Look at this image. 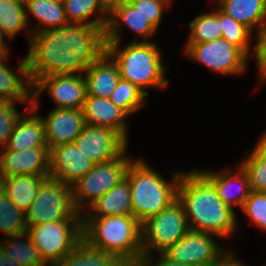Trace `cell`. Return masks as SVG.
Masks as SVG:
<instances>
[{
    "instance_id": "obj_23",
    "label": "cell",
    "mask_w": 266,
    "mask_h": 266,
    "mask_svg": "<svg viewBox=\"0 0 266 266\" xmlns=\"http://www.w3.org/2000/svg\"><path fill=\"white\" fill-rule=\"evenodd\" d=\"M82 214V218L133 215L129 180L125 177Z\"/></svg>"
},
{
    "instance_id": "obj_27",
    "label": "cell",
    "mask_w": 266,
    "mask_h": 266,
    "mask_svg": "<svg viewBox=\"0 0 266 266\" xmlns=\"http://www.w3.org/2000/svg\"><path fill=\"white\" fill-rule=\"evenodd\" d=\"M63 4L68 23L89 24L106 29L109 9L102 0H65ZM92 17L96 18L90 20Z\"/></svg>"
},
{
    "instance_id": "obj_44",
    "label": "cell",
    "mask_w": 266,
    "mask_h": 266,
    "mask_svg": "<svg viewBox=\"0 0 266 266\" xmlns=\"http://www.w3.org/2000/svg\"><path fill=\"white\" fill-rule=\"evenodd\" d=\"M0 266H21L18 262L12 260L7 254L0 248Z\"/></svg>"
},
{
    "instance_id": "obj_34",
    "label": "cell",
    "mask_w": 266,
    "mask_h": 266,
    "mask_svg": "<svg viewBox=\"0 0 266 266\" xmlns=\"http://www.w3.org/2000/svg\"><path fill=\"white\" fill-rule=\"evenodd\" d=\"M147 95L131 82L120 79L109 99L129 116L145 104Z\"/></svg>"
},
{
    "instance_id": "obj_48",
    "label": "cell",
    "mask_w": 266,
    "mask_h": 266,
    "mask_svg": "<svg viewBox=\"0 0 266 266\" xmlns=\"http://www.w3.org/2000/svg\"><path fill=\"white\" fill-rule=\"evenodd\" d=\"M52 1L57 2V3H61V4H63L65 2V0H52Z\"/></svg>"
},
{
    "instance_id": "obj_22",
    "label": "cell",
    "mask_w": 266,
    "mask_h": 266,
    "mask_svg": "<svg viewBox=\"0 0 266 266\" xmlns=\"http://www.w3.org/2000/svg\"><path fill=\"white\" fill-rule=\"evenodd\" d=\"M87 95L109 98L121 79L119 68L105 52L83 74Z\"/></svg>"
},
{
    "instance_id": "obj_8",
    "label": "cell",
    "mask_w": 266,
    "mask_h": 266,
    "mask_svg": "<svg viewBox=\"0 0 266 266\" xmlns=\"http://www.w3.org/2000/svg\"><path fill=\"white\" fill-rule=\"evenodd\" d=\"M27 227L59 220H82L73 203L72 187L48 177L25 213Z\"/></svg>"
},
{
    "instance_id": "obj_9",
    "label": "cell",
    "mask_w": 266,
    "mask_h": 266,
    "mask_svg": "<svg viewBox=\"0 0 266 266\" xmlns=\"http://www.w3.org/2000/svg\"><path fill=\"white\" fill-rule=\"evenodd\" d=\"M189 230L185 210L177 199L142 224L143 259L154 256V251L162 254Z\"/></svg>"
},
{
    "instance_id": "obj_13",
    "label": "cell",
    "mask_w": 266,
    "mask_h": 266,
    "mask_svg": "<svg viewBox=\"0 0 266 266\" xmlns=\"http://www.w3.org/2000/svg\"><path fill=\"white\" fill-rule=\"evenodd\" d=\"M76 147L94 164L121 156L128 142L111 128L85 125L74 141Z\"/></svg>"
},
{
    "instance_id": "obj_11",
    "label": "cell",
    "mask_w": 266,
    "mask_h": 266,
    "mask_svg": "<svg viewBox=\"0 0 266 266\" xmlns=\"http://www.w3.org/2000/svg\"><path fill=\"white\" fill-rule=\"evenodd\" d=\"M214 237V238H213ZM215 235L189 230L163 254L171 261L191 266H208L226 252Z\"/></svg>"
},
{
    "instance_id": "obj_20",
    "label": "cell",
    "mask_w": 266,
    "mask_h": 266,
    "mask_svg": "<svg viewBox=\"0 0 266 266\" xmlns=\"http://www.w3.org/2000/svg\"><path fill=\"white\" fill-rule=\"evenodd\" d=\"M127 25L130 30L135 32L143 39L150 41L157 31L138 11H136L127 1L113 5L109 9V18L105 29V43H120L121 25ZM147 39V40H146Z\"/></svg>"
},
{
    "instance_id": "obj_36",
    "label": "cell",
    "mask_w": 266,
    "mask_h": 266,
    "mask_svg": "<svg viewBox=\"0 0 266 266\" xmlns=\"http://www.w3.org/2000/svg\"><path fill=\"white\" fill-rule=\"evenodd\" d=\"M241 210L256 227L266 231V192L251 191Z\"/></svg>"
},
{
    "instance_id": "obj_40",
    "label": "cell",
    "mask_w": 266,
    "mask_h": 266,
    "mask_svg": "<svg viewBox=\"0 0 266 266\" xmlns=\"http://www.w3.org/2000/svg\"><path fill=\"white\" fill-rule=\"evenodd\" d=\"M208 266H246L242 261L237 259L235 255H233L232 251H226L222 254L217 260L211 262Z\"/></svg>"
},
{
    "instance_id": "obj_17",
    "label": "cell",
    "mask_w": 266,
    "mask_h": 266,
    "mask_svg": "<svg viewBox=\"0 0 266 266\" xmlns=\"http://www.w3.org/2000/svg\"><path fill=\"white\" fill-rule=\"evenodd\" d=\"M239 166L236 170L231 168L224 172L199 170L214 186L218 197L232 209L242 208L251 192L248 175L242 166Z\"/></svg>"
},
{
    "instance_id": "obj_28",
    "label": "cell",
    "mask_w": 266,
    "mask_h": 266,
    "mask_svg": "<svg viewBox=\"0 0 266 266\" xmlns=\"http://www.w3.org/2000/svg\"><path fill=\"white\" fill-rule=\"evenodd\" d=\"M0 240V248L21 266H48L27 232Z\"/></svg>"
},
{
    "instance_id": "obj_14",
    "label": "cell",
    "mask_w": 266,
    "mask_h": 266,
    "mask_svg": "<svg viewBox=\"0 0 266 266\" xmlns=\"http://www.w3.org/2000/svg\"><path fill=\"white\" fill-rule=\"evenodd\" d=\"M93 164L74 142L49 149V177L70 186L91 170Z\"/></svg>"
},
{
    "instance_id": "obj_18",
    "label": "cell",
    "mask_w": 266,
    "mask_h": 266,
    "mask_svg": "<svg viewBox=\"0 0 266 266\" xmlns=\"http://www.w3.org/2000/svg\"><path fill=\"white\" fill-rule=\"evenodd\" d=\"M38 108V100H33L31 107L27 106L26 113L23 112L18 119L3 150L23 151L31 147H48L44 123L38 115Z\"/></svg>"
},
{
    "instance_id": "obj_29",
    "label": "cell",
    "mask_w": 266,
    "mask_h": 266,
    "mask_svg": "<svg viewBox=\"0 0 266 266\" xmlns=\"http://www.w3.org/2000/svg\"><path fill=\"white\" fill-rule=\"evenodd\" d=\"M218 20L222 29V38L238 47L249 59L254 56L256 44L252 47L251 37L254 32L244 24L235 21L218 8ZM253 48V49H251ZM251 50H253L251 55Z\"/></svg>"
},
{
    "instance_id": "obj_38",
    "label": "cell",
    "mask_w": 266,
    "mask_h": 266,
    "mask_svg": "<svg viewBox=\"0 0 266 266\" xmlns=\"http://www.w3.org/2000/svg\"><path fill=\"white\" fill-rule=\"evenodd\" d=\"M17 102H0V148L3 150L10 138L14 127L23 113H19L16 108Z\"/></svg>"
},
{
    "instance_id": "obj_41",
    "label": "cell",
    "mask_w": 266,
    "mask_h": 266,
    "mask_svg": "<svg viewBox=\"0 0 266 266\" xmlns=\"http://www.w3.org/2000/svg\"><path fill=\"white\" fill-rule=\"evenodd\" d=\"M158 255H159V257L157 258L158 260L155 259L156 257L153 258L152 256L143 259L141 266H191L171 261L163 253Z\"/></svg>"
},
{
    "instance_id": "obj_35",
    "label": "cell",
    "mask_w": 266,
    "mask_h": 266,
    "mask_svg": "<svg viewBox=\"0 0 266 266\" xmlns=\"http://www.w3.org/2000/svg\"><path fill=\"white\" fill-rule=\"evenodd\" d=\"M156 30L161 24L163 13L173 0H126Z\"/></svg>"
},
{
    "instance_id": "obj_21",
    "label": "cell",
    "mask_w": 266,
    "mask_h": 266,
    "mask_svg": "<svg viewBox=\"0 0 266 266\" xmlns=\"http://www.w3.org/2000/svg\"><path fill=\"white\" fill-rule=\"evenodd\" d=\"M9 53L0 54V100L22 102L31 107L33 102V86L31 84L27 59H21L16 71H12L5 63Z\"/></svg>"
},
{
    "instance_id": "obj_30",
    "label": "cell",
    "mask_w": 266,
    "mask_h": 266,
    "mask_svg": "<svg viewBox=\"0 0 266 266\" xmlns=\"http://www.w3.org/2000/svg\"><path fill=\"white\" fill-rule=\"evenodd\" d=\"M115 259L82 239L56 266H109Z\"/></svg>"
},
{
    "instance_id": "obj_33",
    "label": "cell",
    "mask_w": 266,
    "mask_h": 266,
    "mask_svg": "<svg viewBox=\"0 0 266 266\" xmlns=\"http://www.w3.org/2000/svg\"><path fill=\"white\" fill-rule=\"evenodd\" d=\"M191 32L186 43H202L222 38L218 20V7L213 12L198 15L189 23Z\"/></svg>"
},
{
    "instance_id": "obj_12",
    "label": "cell",
    "mask_w": 266,
    "mask_h": 266,
    "mask_svg": "<svg viewBox=\"0 0 266 266\" xmlns=\"http://www.w3.org/2000/svg\"><path fill=\"white\" fill-rule=\"evenodd\" d=\"M47 90L54 108L82 109L87 96L86 81L82 74H53L41 78L33 86V100Z\"/></svg>"
},
{
    "instance_id": "obj_32",
    "label": "cell",
    "mask_w": 266,
    "mask_h": 266,
    "mask_svg": "<svg viewBox=\"0 0 266 266\" xmlns=\"http://www.w3.org/2000/svg\"><path fill=\"white\" fill-rule=\"evenodd\" d=\"M26 214L0 188V231L6 236L27 232Z\"/></svg>"
},
{
    "instance_id": "obj_5",
    "label": "cell",
    "mask_w": 266,
    "mask_h": 266,
    "mask_svg": "<svg viewBox=\"0 0 266 266\" xmlns=\"http://www.w3.org/2000/svg\"><path fill=\"white\" fill-rule=\"evenodd\" d=\"M120 43H106V53L117 64L122 79L131 82L147 96L148 87L164 88L169 83L166 79V67L156 43L153 41H131L125 47Z\"/></svg>"
},
{
    "instance_id": "obj_46",
    "label": "cell",
    "mask_w": 266,
    "mask_h": 266,
    "mask_svg": "<svg viewBox=\"0 0 266 266\" xmlns=\"http://www.w3.org/2000/svg\"><path fill=\"white\" fill-rule=\"evenodd\" d=\"M126 0H102V2L106 5L108 9H110L113 5L123 2Z\"/></svg>"
},
{
    "instance_id": "obj_1",
    "label": "cell",
    "mask_w": 266,
    "mask_h": 266,
    "mask_svg": "<svg viewBox=\"0 0 266 266\" xmlns=\"http://www.w3.org/2000/svg\"><path fill=\"white\" fill-rule=\"evenodd\" d=\"M28 46V73L34 86L41 78L53 74H84L106 52L105 29L67 23L33 33Z\"/></svg>"
},
{
    "instance_id": "obj_3",
    "label": "cell",
    "mask_w": 266,
    "mask_h": 266,
    "mask_svg": "<svg viewBox=\"0 0 266 266\" xmlns=\"http://www.w3.org/2000/svg\"><path fill=\"white\" fill-rule=\"evenodd\" d=\"M82 234L89 245L115 258L143 261L142 224L133 215L82 218Z\"/></svg>"
},
{
    "instance_id": "obj_31",
    "label": "cell",
    "mask_w": 266,
    "mask_h": 266,
    "mask_svg": "<svg viewBox=\"0 0 266 266\" xmlns=\"http://www.w3.org/2000/svg\"><path fill=\"white\" fill-rule=\"evenodd\" d=\"M27 28L25 5L13 0H0V32L12 40Z\"/></svg>"
},
{
    "instance_id": "obj_25",
    "label": "cell",
    "mask_w": 266,
    "mask_h": 266,
    "mask_svg": "<svg viewBox=\"0 0 266 266\" xmlns=\"http://www.w3.org/2000/svg\"><path fill=\"white\" fill-rule=\"evenodd\" d=\"M49 174L17 175L0 179V188L17 208L26 213Z\"/></svg>"
},
{
    "instance_id": "obj_19",
    "label": "cell",
    "mask_w": 266,
    "mask_h": 266,
    "mask_svg": "<svg viewBox=\"0 0 266 266\" xmlns=\"http://www.w3.org/2000/svg\"><path fill=\"white\" fill-rule=\"evenodd\" d=\"M82 111L87 125L111 128L129 142L126 124L129 115L109 98L87 95Z\"/></svg>"
},
{
    "instance_id": "obj_37",
    "label": "cell",
    "mask_w": 266,
    "mask_h": 266,
    "mask_svg": "<svg viewBox=\"0 0 266 266\" xmlns=\"http://www.w3.org/2000/svg\"><path fill=\"white\" fill-rule=\"evenodd\" d=\"M241 166L248 175L251 191L266 192V162H262L251 151Z\"/></svg>"
},
{
    "instance_id": "obj_24",
    "label": "cell",
    "mask_w": 266,
    "mask_h": 266,
    "mask_svg": "<svg viewBox=\"0 0 266 266\" xmlns=\"http://www.w3.org/2000/svg\"><path fill=\"white\" fill-rule=\"evenodd\" d=\"M216 4L235 21L256 30V35L266 27V0H217Z\"/></svg>"
},
{
    "instance_id": "obj_4",
    "label": "cell",
    "mask_w": 266,
    "mask_h": 266,
    "mask_svg": "<svg viewBox=\"0 0 266 266\" xmlns=\"http://www.w3.org/2000/svg\"><path fill=\"white\" fill-rule=\"evenodd\" d=\"M182 173L173 174L169 182L144 159L132 160L125 177L129 180L133 216L141 224L177 200Z\"/></svg>"
},
{
    "instance_id": "obj_7",
    "label": "cell",
    "mask_w": 266,
    "mask_h": 266,
    "mask_svg": "<svg viewBox=\"0 0 266 266\" xmlns=\"http://www.w3.org/2000/svg\"><path fill=\"white\" fill-rule=\"evenodd\" d=\"M127 151L110 161L93 164L91 170L71 186L73 203L79 213L82 214L86 208L125 178L128 166L132 162L130 156H127Z\"/></svg>"
},
{
    "instance_id": "obj_10",
    "label": "cell",
    "mask_w": 266,
    "mask_h": 266,
    "mask_svg": "<svg viewBox=\"0 0 266 266\" xmlns=\"http://www.w3.org/2000/svg\"><path fill=\"white\" fill-rule=\"evenodd\" d=\"M185 55L213 72L222 75L243 74L249 58L236 46L223 38L202 43H186Z\"/></svg>"
},
{
    "instance_id": "obj_2",
    "label": "cell",
    "mask_w": 266,
    "mask_h": 266,
    "mask_svg": "<svg viewBox=\"0 0 266 266\" xmlns=\"http://www.w3.org/2000/svg\"><path fill=\"white\" fill-rule=\"evenodd\" d=\"M177 199L183 205L189 229L231 238L238 226L235 210L218 197L214 186L198 171L183 172Z\"/></svg>"
},
{
    "instance_id": "obj_47",
    "label": "cell",
    "mask_w": 266,
    "mask_h": 266,
    "mask_svg": "<svg viewBox=\"0 0 266 266\" xmlns=\"http://www.w3.org/2000/svg\"><path fill=\"white\" fill-rule=\"evenodd\" d=\"M13 1H16V2H19V3H22V4L25 5V3H26L27 0H13Z\"/></svg>"
},
{
    "instance_id": "obj_45",
    "label": "cell",
    "mask_w": 266,
    "mask_h": 266,
    "mask_svg": "<svg viewBox=\"0 0 266 266\" xmlns=\"http://www.w3.org/2000/svg\"><path fill=\"white\" fill-rule=\"evenodd\" d=\"M4 39V35L0 32V54L9 53L8 45L5 43Z\"/></svg>"
},
{
    "instance_id": "obj_42",
    "label": "cell",
    "mask_w": 266,
    "mask_h": 266,
    "mask_svg": "<svg viewBox=\"0 0 266 266\" xmlns=\"http://www.w3.org/2000/svg\"><path fill=\"white\" fill-rule=\"evenodd\" d=\"M252 152L262 161L266 162V131L262 133Z\"/></svg>"
},
{
    "instance_id": "obj_6",
    "label": "cell",
    "mask_w": 266,
    "mask_h": 266,
    "mask_svg": "<svg viewBox=\"0 0 266 266\" xmlns=\"http://www.w3.org/2000/svg\"><path fill=\"white\" fill-rule=\"evenodd\" d=\"M27 234L43 261L56 266L83 239L82 220H59L32 225Z\"/></svg>"
},
{
    "instance_id": "obj_15",
    "label": "cell",
    "mask_w": 266,
    "mask_h": 266,
    "mask_svg": "<svg viewBox=\"0 0 266 266\" xmlns=\"http://www.w3.org/2000/svg\"><path fill=\"white\" fill-rule=\"evenodd\" d=\"M47 146L73 143L86 125L82 109L53 108L42 117Z\"/></svg>"
},
{
    "instance_id": "obj_16",
    "label": "cell",
    "mask_w": 266,
    "mask_h": 266,
    "mask_svg": "<svg viewBox=\"0 0 266 266\" xmlns=\"http://www.w3.org/2000/svg\"><path fill=\"white\" fill-rule=\"evenodd\" d=\"M34 174H49V147H31L23 151L2 150L0 179Z\"/></svg>"
},
{
    "instance_id": "obj_39",
    "label": "cell",
    "mask_w": 266,
    "mask_h": 266,
    "mask_svg": "<svg viewBox=\"0 0 266 266\" xmlns=\"http://www.w3.org/2000/svg\"><path fill=\"white\" fill-rule=\"evenodd\" d=\"M255 59L261 84L266 83V27L256 36Z\"/></svg>"
},
{
    "instance_id": "obj_43",
    "label": "cell",
    "mask_w": 266,
    "mask_h": 266,
    "mask_svg": "<svg viewBox=\"0 0 266 266\" xmlns=\"http://www.w3.org/2000/svg\"><path fill=\"white\" fill-rule=\"evenodd\" d=\"M109 266H141V262L124 258H116Z\"/></svg>"
},
{
    "instance_id": "obj_26",
    "label": "cell",
    "mask_w": 266,
    "mask_h": 266,
    "mask_svg": "<svg viewBox=\"0 0 266 266\" xmlns=\"http://www.w3.org/2000/svg\"><path fill=\"white\" fill-rule=\"evenodd\" d=\"M26 21L29 25V15H33L39 20L37 26L27 30V36L31 38L33 33L46 31L49 29L60 28L68 23L64 4L52 0H27L25 3Z\"/></svg>"
}]
</instances>
